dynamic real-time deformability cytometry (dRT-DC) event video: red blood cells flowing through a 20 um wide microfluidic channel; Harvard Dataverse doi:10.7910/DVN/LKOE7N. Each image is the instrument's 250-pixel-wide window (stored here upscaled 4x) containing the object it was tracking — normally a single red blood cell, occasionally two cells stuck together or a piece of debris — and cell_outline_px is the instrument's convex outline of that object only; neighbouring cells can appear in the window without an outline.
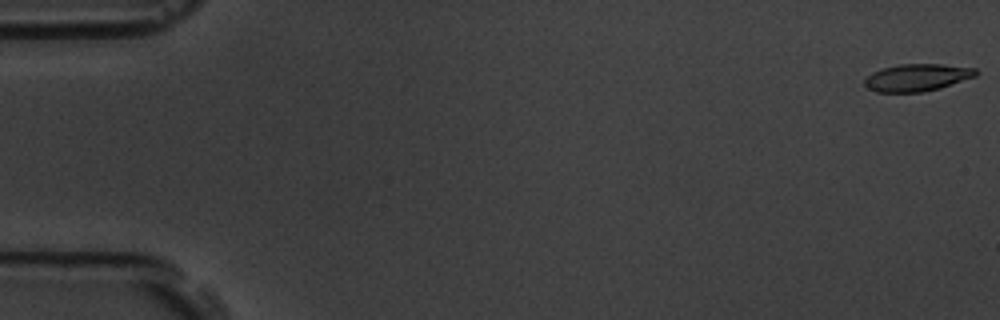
{"species": "common noctule bat (a hibernating species)", "species_latin": "Nyctalus noctula", "temperature_condition": "room temperature", "stored_images_in_passage": 10, "camera_frame_rate_fps": 3000, "um_per_image_px": 0.085, "animal": {"sex": "male", "body_mass_g": 19.5, "forearm_length_mm": 54.6}, "frame": {"image": 1, "passage_image": 1, "time_ms": 0.0, "image_size_px": [1000, 320], "cell_outline_px": [[980, 72], [976, 76], [940, 88], [924, 92], [876, 92], [868, 88], [864, 84], [864, 80], [872, 72], [884, 68], [900, 64], [940, 64], [976, 68]], "centroid_in_image_um": [77.97, 6.59], "position_along_channel_um": 7.0, "area_um2": 17.69}}
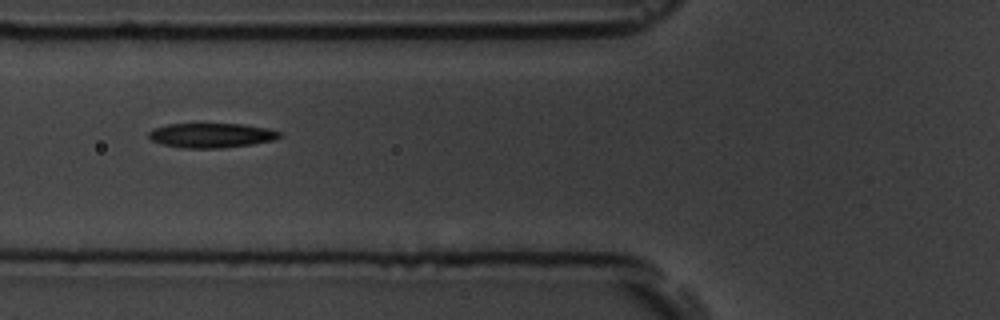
{"frame": {"image": 2, "passage_image": 7, "time_ms": 7.0, "image_size_px": [1000, 320], "cell_outline_px": [[280, 136], [272, 140], [252, 144], [220, 148], [184, 148], [164, 144], [152, 140], [148, 136], [148, 132], [152, 128], [168, 124], [244, 124], [268, 128], [280, 132]], "centroid_in_image_um": [17.94, 11.5], "position_along_channel_um": 107.9, "area_um2": 18.61}}
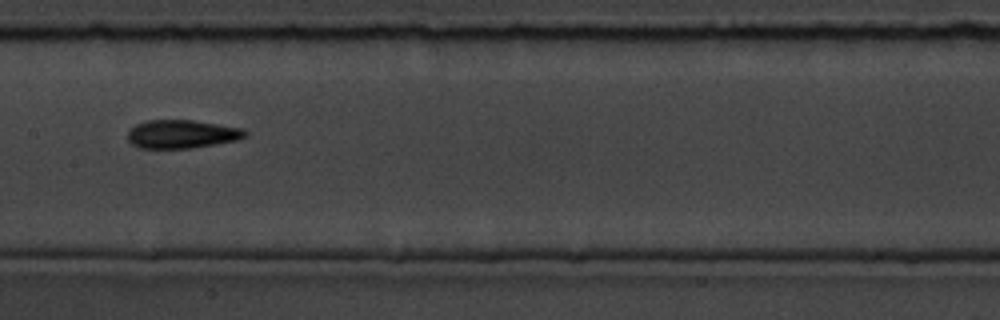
{"frame": {"image": 3, "passage_image": 9, "time_ms": 9.333, "image_size_px": [1000, 320], "cell_outline_px": [[248, 132], [244, 136], [236, 140], [192, 148], [140, 148], [132, 144], [128, 140], [128, 132], [136, 124], [148, 120], [192, 120], [244, 128]], "centroid_in_image_um": [15.45, 11.39], "position_along_channel_um": 191.9, "area_um2": 19.31}}